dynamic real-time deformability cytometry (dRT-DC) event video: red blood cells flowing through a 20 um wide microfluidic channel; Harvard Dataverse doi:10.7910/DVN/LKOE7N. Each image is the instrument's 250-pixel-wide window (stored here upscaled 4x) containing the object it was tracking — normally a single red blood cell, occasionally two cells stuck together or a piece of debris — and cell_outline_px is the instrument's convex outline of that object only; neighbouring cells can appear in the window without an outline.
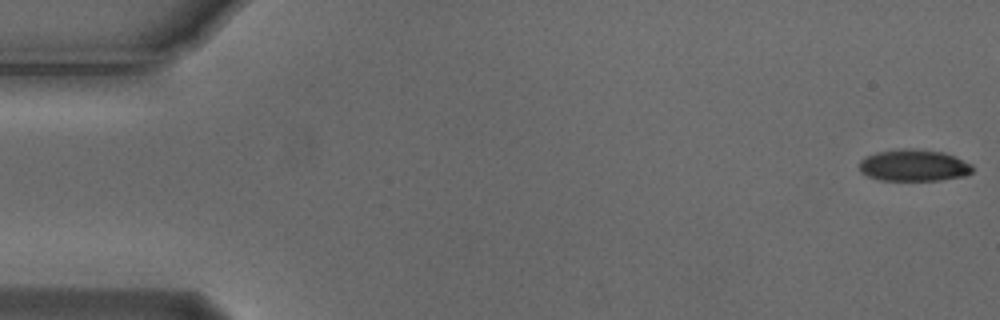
{"species": "Egyptian fruit bat (a non-hibernating species)", "species_latin": "Rousettus aegyptiacus", "temperature_condition": "cold", "stored_images_in_passage": 6, "camera_frame_rate_fps": 3000, "um_per_image_px": 0.085, "animal": {"sex": "male"}, "frame": {"image": 1, "passage_image": 1, "time_ms": 0.0, "image_size_px": [1000, 320], "cell_outline_px": [[972, 172], [964, 176], [940, 180], [880, 180], [868, 176], [860, 172], [860, 160], [864, 156], [876, 152], [904, 148], [912, 148], [944, 152], [972, 164]], "centroid_in_image_um": [77.65, 14.05], "position_along_channel_um": 7.4, "area_um2": 20.98}}
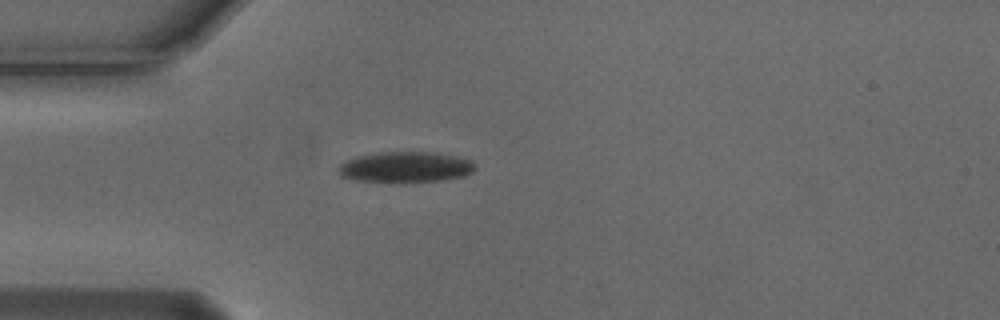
{"frame": {"image": 2, "passage_image": 5, "time_ms": 1.333, "image_size_px": [1000, 320], "cell_outline_px": [[476, 168], [472, 172], [464, 176], [440, 180], [360, 180], [344, 176], [340, 172], [340, 164], [356, 156], [380, 152], [432, 152], [456, 156], [472, 160]], "centroid_in_image_um": [34.55, 14.15], "position_along_channel_um": 50.5, "area_um2": 23.47}}